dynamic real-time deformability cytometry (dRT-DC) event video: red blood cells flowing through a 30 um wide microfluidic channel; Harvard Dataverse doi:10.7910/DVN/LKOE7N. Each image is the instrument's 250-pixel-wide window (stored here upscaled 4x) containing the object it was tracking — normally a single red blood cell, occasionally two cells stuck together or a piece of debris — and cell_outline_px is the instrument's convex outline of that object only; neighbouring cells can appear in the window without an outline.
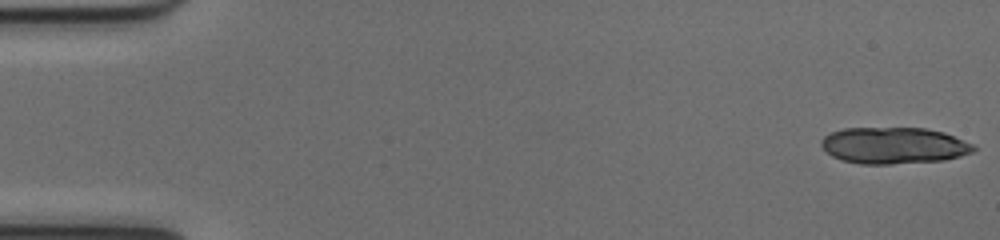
{"species": "common noctule bat (a hibernating species)", "species_latin": "Nyctalus noctula", "temperature_condition": "cold", "stored_images_in_passage": 49, "camera_frame_rate_fps": 3000, "um_per_image_px": 0.085, "animal": {"sex": "female", "body_mass_g": 17.0, "forearm_length_mm": 48.0}, "frame": {"image": 1, "passage_image": 1, "time_ms": 0.0, "image_size_px": [1000, 240], "cell_outline_px": [[976, 148], [972, 152], [960, 156], [944, 160], [892, 164], [860, 164], [840, 160], [832, 156], [820, 144], [820, 140], [824, 136], [832, 132], [844, 128], [924, 128], [944, 132], [972, 144]], "centroid_in_image_um": [75.95, 12.37], "position_along_channel_um": 9.1, "area_um2": 32.37}}
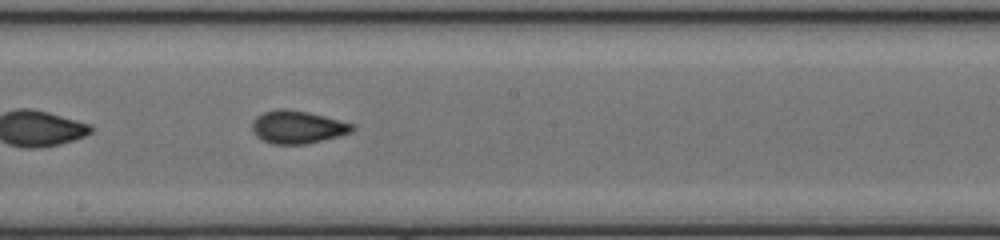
{"frame": {"image": 2, "passage_image": 29, "time_ms": 9.333, "image_size_px": [1000, 240], "cell_outline_px": [[356, 128], [352, 132], [340, 136], [308, 144], [272, 144], [256, 136], [252, 132], [252, 120], [256, 116], [264, 112], [280, 108], [304, 112], [324, 116], [356, 124]], "centroid_in_image_um": [25.31, 10.81], "position_along_channel_um": 222.9, "area_um2": 19.25}}
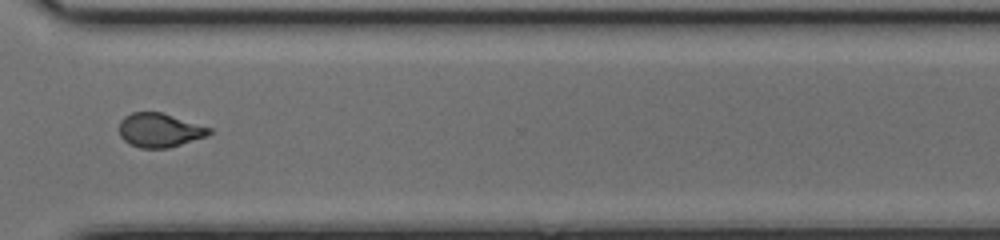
{"frame": {"image": 3, "passage_image": 39, "time_ms": 12.667, "image_size_px": [1000, 240], "cell_outline_px": [[212, 132], [208, 136], [168, 148], [140, 148], [124, 140], [120, 136], [120, 120], [124, 116], [132, 112], [160, 112], [212, 128]], "centroid_in_image_um": [13.57, 11.06], "position_along_channel_um": 357.0, "area_um2": 17.74}, "authors_computed_cell_mechanics": {"area_um2": 18.785, "velocity_mm_per_s": 4.0268, "shape_relaxation_time_tau1_ms": null, "shape_relaxation_time_tau2_ms": 1.5167, "deformation_change_tau1": null, "deformation_change_tau2": 0.0756}}